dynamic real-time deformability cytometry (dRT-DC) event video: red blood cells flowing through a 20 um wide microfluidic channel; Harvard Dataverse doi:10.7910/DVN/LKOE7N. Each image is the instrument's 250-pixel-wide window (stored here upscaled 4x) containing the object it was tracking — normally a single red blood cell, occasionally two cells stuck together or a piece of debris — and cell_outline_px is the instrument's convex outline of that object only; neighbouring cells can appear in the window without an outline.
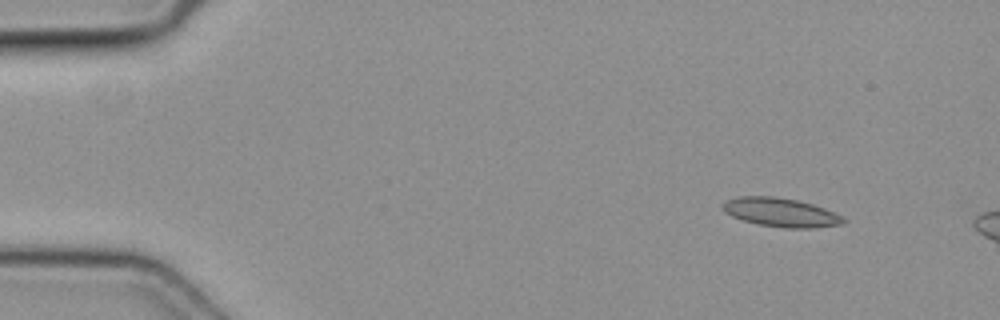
{"species": "common noctule bat (a hibernating species)", "species_latin": "Nyctalus noctula", "temperature_condition": "cold", "stored_images_in_passage": 8, "camera_frame_rate_fps": 3000, "um_per_image_px": 0.085, "animal": {"sex": "female", "body_mass_g": 19.3, "forearm_length_mm": 54.1}, "frame": {"image": 1, "passage_image": 1, "time_ms": 0.0, "image_size_px": [1000, 320], "cell_outline_px": [[848, 220], [840, 224], [812, 228], [784, 228], [760, 224], [744, 220], [732, 216], [724, 212], [720, 208], [720, 204], [724, 200], [736, 196], [776, 196], [796, 200], [812, 204], [824, 208]], "centroid_in_image_um": [66.28, 18.03], "position_along_channel_um": 18.7, "area_um2": 20.29}}